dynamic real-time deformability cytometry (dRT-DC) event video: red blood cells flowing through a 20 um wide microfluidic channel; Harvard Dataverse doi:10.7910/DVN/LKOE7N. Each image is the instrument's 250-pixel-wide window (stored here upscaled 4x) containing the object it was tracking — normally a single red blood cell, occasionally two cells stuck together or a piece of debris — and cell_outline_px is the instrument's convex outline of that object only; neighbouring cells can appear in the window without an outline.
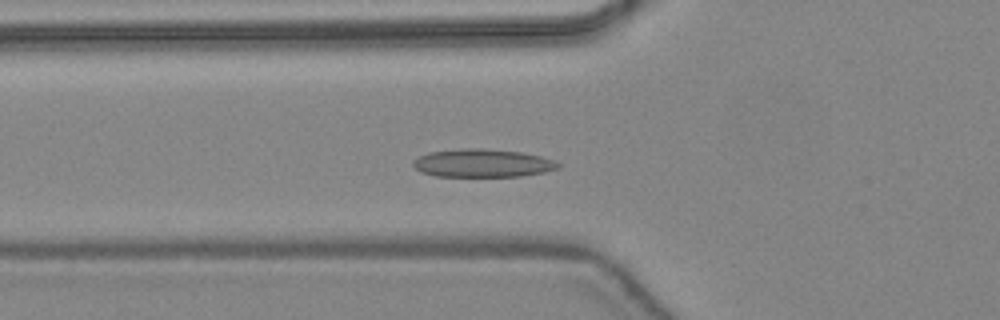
{"species": "common noctule bat (a hibernating species)", "species_latin": "Nyctalus noctula", "temperature_condition": "warm", "stored_images_in_passage": 45, "camera_frame_rate_fps": 3000, "um_per_image_px": 0.085, "animal": {"sex": "female", "body_mass_g": 24.6, "forearm_length_mm": 56.2}, "frame": {"image": 1, "passage_image": 15, "time_ms": 4.667, "image_size_px": [1000, 320], "cell_outline_px": [[560, 168], [544, 172], [520, 176], [436, 176], [420, 172], [412, 164], [412, 160], [416, 156], [428, 152], [460, 148], [480, 148], [520, 152], [540, 156], [556, 160], [560, 164]], "centroid_in_image_um": [40.98, 13.86], "position_along_channel_um": 84.8, "area_um2": 23.93}}
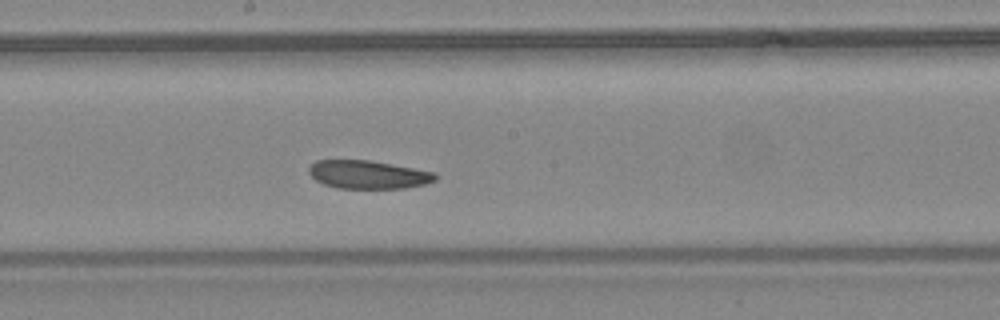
{"frame": {"image": 2, "passage_image": 24, "time_ms": 7.667, "image_size_px": [1000, 320], "cell_outline_px": [[436, 180], [424, 184], [404, 188], [336, 188], [324, 184], [316, 180], [308, 172], [308, 168], [316, 160], [368, 160], [392, 164], [436, 172]], "centroid_in_image_um": [31.28, 14.83], "position_along_channel_um": 216.9, "area_um2": 20.75}}
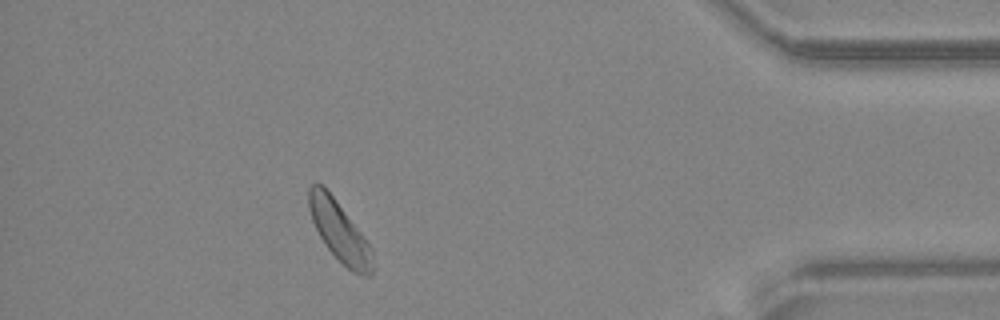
{"frame": {"image": 3, "passage_image": 40, "time_ms": 13.0, "image_size_px": [1000, 320], "cell_outline_px": [[372, 276], [364, 276], [352, 272], [324, 244], [312, 220], [308, 208], [308, 188], [316, 180], [324, 184], [364, 236], [372, 248]], "centroid_in_image_um": [28.83, 19.6], "position_along_channel_um": 406.4, "area_um2": 22.37}, "authors_computed_cell_mechanics": {"area_um2": 22.542, "velocity_mm_per_s": 4.3923, "shape_relaxation_time_tau1_ms": 2.7736, "shape_relaxation_time_tau2_ms": null, "deformation_change_tau1": 0.0718, "deformation_change_tau2": null}}